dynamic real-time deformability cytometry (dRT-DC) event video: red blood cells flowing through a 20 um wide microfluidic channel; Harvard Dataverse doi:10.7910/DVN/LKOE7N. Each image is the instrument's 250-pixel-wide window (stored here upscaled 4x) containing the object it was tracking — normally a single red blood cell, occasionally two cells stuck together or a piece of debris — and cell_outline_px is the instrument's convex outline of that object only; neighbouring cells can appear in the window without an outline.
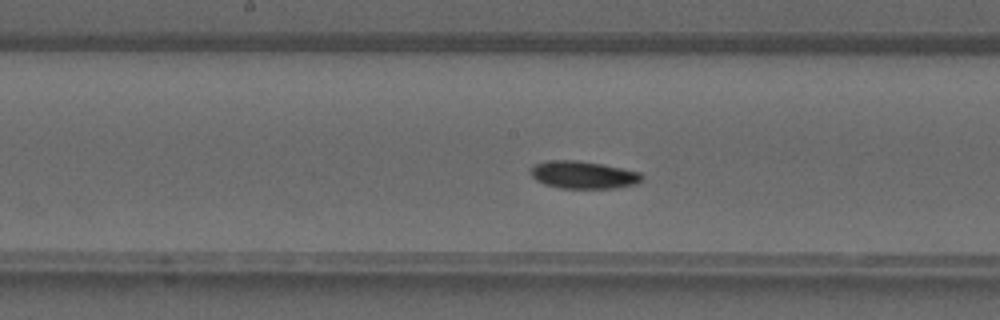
{"species": "common noctule bat (a hibernating species)", "species_latin": "Nyctalus noctula", "temperature_condition": "warm", "stored_images_in_passage": 26, "camera_frame_rate_fps": 3000, "um_per_image_px": 0.085, "animal": {"sex": "male", "forearm_length_mm": 52.5}, "frame": {"image": 1, "passage_image": 11, "time_ms": 3.333, "image_size_px": [1000, 320], "cell_outline_px": [[644, 176], [640, 184], [616, 188], [560, 188], [544, 184], [536, 180], [532, 176], [532, 164], [548, 160], [576, 160], [604, 164], [640, 172]], "centroid_in_image_um": [49.62, 14.86], "position_along_channel_um": 198.6, "area_um2": 18.09}}
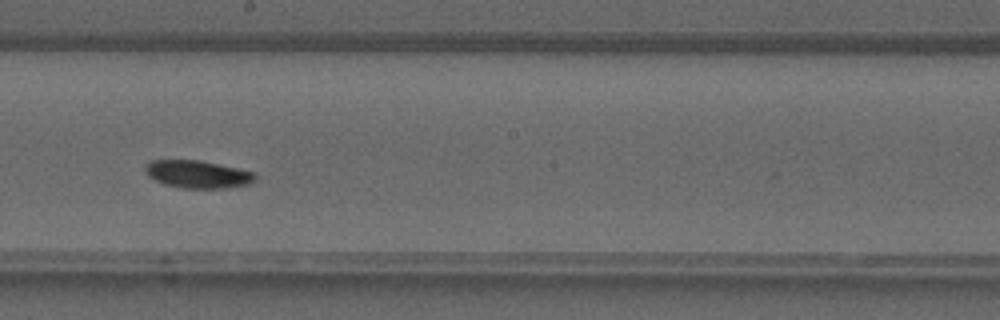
{"frame": {"image": 2, "passage_image": 13, "time_ms": 4.0, "image_size_px": [1000, 320], "cell_outline_px": [[256, 180], [248, 184], [228, 188], [180, 188], [164, 184], [148, 176], [144, 172], [144, 164], [152, 160], [200, 160], [256, 172]], "centroid_in_image_um": [16.79, 14.81], "position_along_channel_um": 231.4, "area_um2": 17.92}}